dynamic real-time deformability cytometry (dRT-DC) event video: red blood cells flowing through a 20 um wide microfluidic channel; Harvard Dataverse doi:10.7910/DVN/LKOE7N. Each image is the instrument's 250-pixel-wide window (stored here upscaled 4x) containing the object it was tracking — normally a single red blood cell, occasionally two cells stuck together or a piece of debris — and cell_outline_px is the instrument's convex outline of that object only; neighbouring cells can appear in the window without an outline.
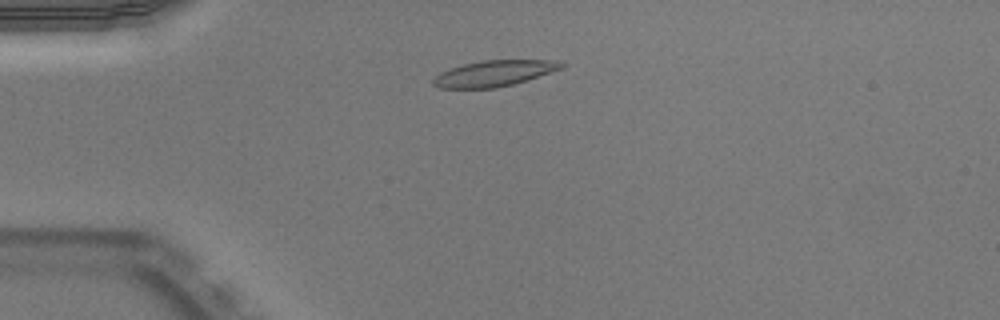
{"species": "Egyptian fruit bat (a non-hibernating species)", "species_latin": "Rousettus aegyptiacus", "temperature_condition": "warm", "stored_images_in_passage": 46, "camera_frame_rate_fps": 3000, "um_per_image_px": 0.085, "animal": {"sex": "male"}, "frame": {"image": 1, "passage_image": 8, "time_ms": 2.333, "image_size_px": [1000, 320], "cell_outline_px": [[564, 68], [512, 84], [496, 88], [440, 88], [432, 84], [432, 80], [440, 72], [464, 64], [484, 60], [556, 60], [564, 64]], "centroid_in_image_um": [41.99, 6.23], "position_along_channel_um": 43.0, "area_um2": 19.13}}
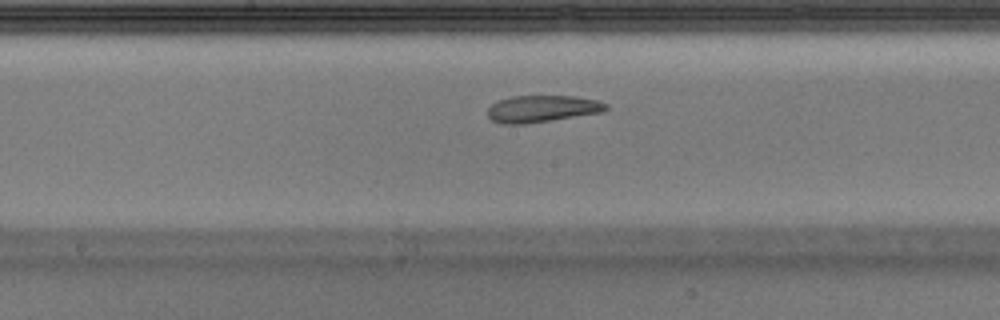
{"frame": {"image": 2, "passage_image": 22, "time_ms": 7.0, "image_size_px": [1000, 320], "cell_outline_px": [[608, 108], [600, 112], [552, 120], [524, 124], [500, 124], [492, 120], [488, 116], [488, 108], [496, 100], [512, 96], [576, 96], [596, 100], [608, 104]], "centroid_in_image_um": [46.03, 9.24], "position_along_channel_um": 202.2, "area_um2": 18.5}}
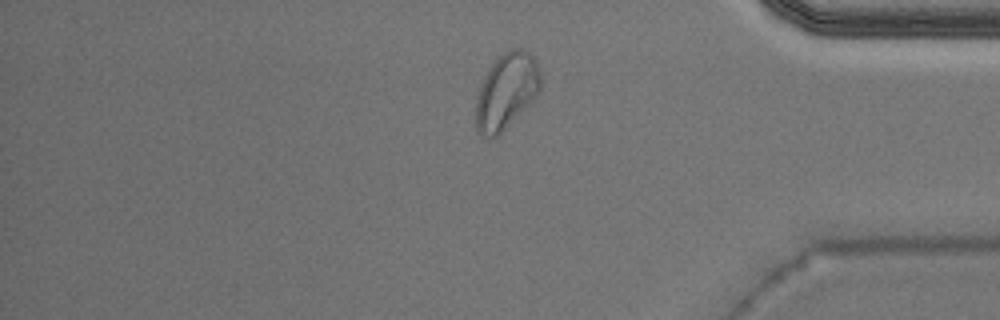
{"frame": {"image": 3, "passage_image": 38, "time_ms": 12.333, "image_size_px": [1000, 320], "cell_outline_px": [[540, 88], [532, 100], [496, 136], [488, 140], [480, 136], [476, 128], [476, 100], [480, 84], [484, 76], [492, 64], [504, 52], [512, 48], [520, 48], [528, 52], [536, 60], [540, 68]], "centroid_in_image_um": [43.01, 7.74], "position_along_channel_um": 392.2, "area_um2": 28.21}, "authors_computed_cell_mechanics": {"area_um2": 19.8543, "velocity_mm_per_s": 3.9504, "shape_relaxation_time_tau1_ms": null, "shape_relaxation_time_tau2_ms": 2.5953, "deformation_change_tau1": null, "deformation_change_tau2": 0.0903}}